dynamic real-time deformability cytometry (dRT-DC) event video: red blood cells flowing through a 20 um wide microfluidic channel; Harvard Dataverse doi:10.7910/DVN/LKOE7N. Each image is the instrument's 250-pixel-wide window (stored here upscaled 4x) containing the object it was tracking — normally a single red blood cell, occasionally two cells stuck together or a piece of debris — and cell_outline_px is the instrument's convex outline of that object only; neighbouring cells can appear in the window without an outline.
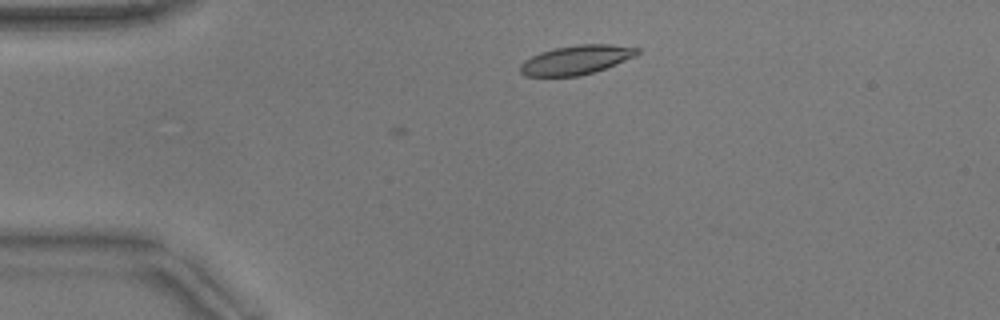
{"species": "common noctule bat (a hibernating species)", "species_latin": "Nyctalus noctula", "temperature_condition": "warm", "stored_images_in_passage": 5, "camera_frame_rate_fps": 3000, "um_per_image_px": 0.085, "animal": {"sex": "male", "body_mass_g": 17.9}, "frame": {"image": 1, "passage_image": 5, "time_ms": 1.333, "image_size_px": [1000, 320], "cell_outline_px": [[640, 52], [636, 56], [604, 68], [580, 76], [524, 76], [520, 72], [520, 64], [524, 60], [540, 52], [556, 48], [576, 44], [612, 44], [640, 48]], "centroid_in_image_um": [48.97, 5.08], "position_along_channel_um": 36.0, "area_um2": 19.83}}